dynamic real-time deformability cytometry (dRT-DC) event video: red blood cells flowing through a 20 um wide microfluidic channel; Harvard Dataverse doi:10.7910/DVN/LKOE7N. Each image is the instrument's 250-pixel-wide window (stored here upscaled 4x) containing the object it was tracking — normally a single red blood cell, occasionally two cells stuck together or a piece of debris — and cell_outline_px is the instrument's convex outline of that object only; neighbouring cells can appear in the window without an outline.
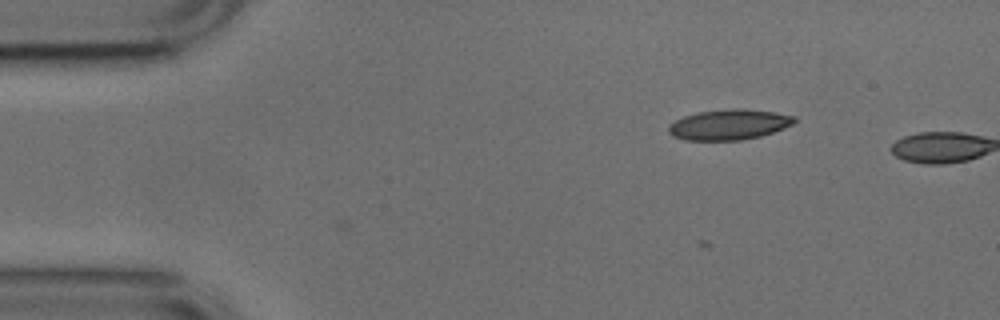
{"species": "common noctule bat (a hibernating species)", "species_latin": "Nyctalus noctula", "temperature_condition": "cold", "stored_images_in_passage": 3, "camera_frame_rate_fps": 3000, "um_per_image_px": 0.085, "animal": {"sex": "male", "body_mass_g": 17.9, "forearm_length_mm": 54.2}, "frame": {"image": 1, "passage_image": 2, "time_ms": 0.333, "image_size_px": [1000, 320], "cell_outline_px": [[796, 120], [792, 124], [784, 128], [760, 136], [740, 140], [684, 140], [672, 136], [668, 132], [668, 124], [684, 116], [700, 112], [736, 108], [740, 108], [772, 112], [796, 116]], "centroid_in_image_um": [61.94, 10.59], "position_along_channel_um": 23.1, "area_um2": 22.14}}